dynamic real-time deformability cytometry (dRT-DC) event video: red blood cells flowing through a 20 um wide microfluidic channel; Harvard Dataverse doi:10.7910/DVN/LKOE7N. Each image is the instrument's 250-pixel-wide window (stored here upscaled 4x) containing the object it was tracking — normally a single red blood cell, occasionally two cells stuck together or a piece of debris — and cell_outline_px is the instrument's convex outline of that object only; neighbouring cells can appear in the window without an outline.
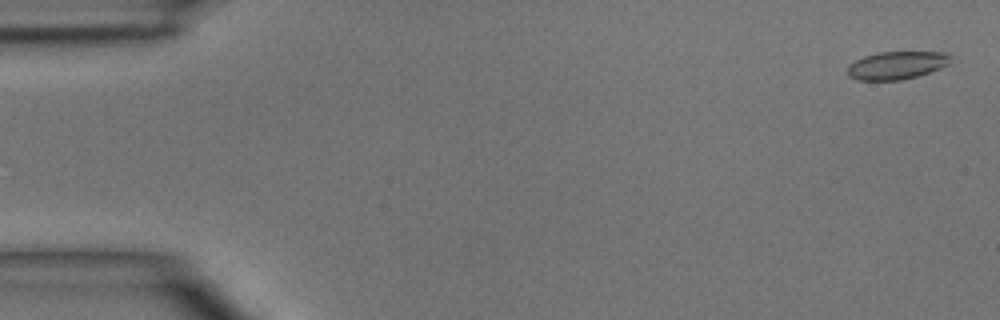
{"species": "common noctule bat (a hibernating species)", "species_latin": "Nyctalus noctula", "temperature_condition": "room temperature", "stored_images_in_passage": 6, "camera_frame_rate_fps": 3000, "um_per_image_px": 0.085, "animal": {"sex": "male", "body_mass_g": 15.6}, "frame": {"image": 1, "passage_image": 1, "time_ms": 0.0, "image_size_px": [1000, 320], "cell_outline_px": [[952, 56], [948, 64], [940, 68], [916, 76], [900, 80], [856, 80], [848, 76], [848, 64], [864, 56], [880, 52], [948, 52]], "centroid_in_image_um": [76.21, 5.54], "position_along_channel_um": 8.8, "area_um2": 16.7}}